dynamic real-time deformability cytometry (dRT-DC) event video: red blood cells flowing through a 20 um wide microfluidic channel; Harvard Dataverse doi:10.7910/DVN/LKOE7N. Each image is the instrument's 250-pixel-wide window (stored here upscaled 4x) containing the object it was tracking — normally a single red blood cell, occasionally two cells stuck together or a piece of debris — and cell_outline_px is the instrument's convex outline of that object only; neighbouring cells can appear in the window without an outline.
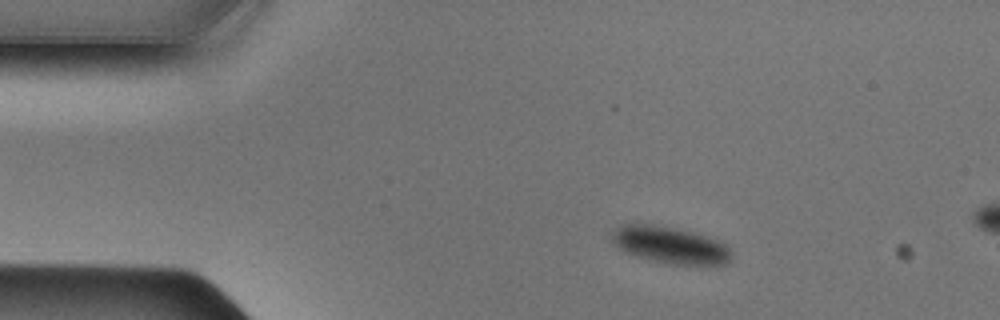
{"species": "Egyptian fruit bat (a non-hibernating species)", "species_latin": "Rousettus aegyptiacus", "temperature_condition": "cold", "stored_images_in_passage": 10, "camera_frame_rate_fps": 3000, "um_per_image_px": 0.085, "animal": {"sex": "male"}, "frame": {"image": 1, "passage_image": 6, "time_ms": 1.667, "image_size_px": [1000, 320], "cell_outline_px": [[732, 260], [728, 264], [668, 264], [636, 256], [624, 252], [612, 240], [612, 232], [620, 224], [652, 224], [696, 232], [720, 240], [732, 252]], "centroid_in_image_um": [56.99, 20.82], "position_along_channel_um": 28.0, "area_um2": 25.78}}